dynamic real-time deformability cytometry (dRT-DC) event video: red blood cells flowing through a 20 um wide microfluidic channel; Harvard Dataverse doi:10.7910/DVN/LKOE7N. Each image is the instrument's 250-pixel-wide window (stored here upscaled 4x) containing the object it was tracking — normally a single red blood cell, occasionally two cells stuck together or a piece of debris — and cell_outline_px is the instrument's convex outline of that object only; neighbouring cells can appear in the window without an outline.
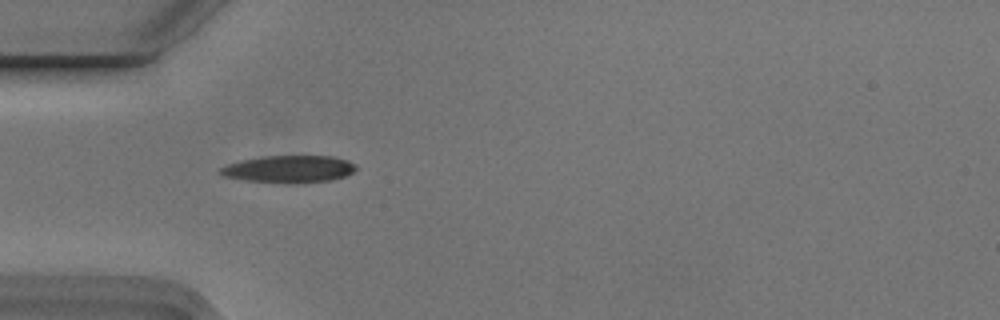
{"species": "Egyptian fruit bat (a non-hibernating species)", "species_latin": "Rousettus aegyptiacus", "temperature_condition": "cold", "stored_images_in_passage": 3, "camera_frame_rate_fps": 3000, "um_per_image_px": 0.085, "animal": {"sex": "male"}, "frame": {"image": 1, "passage_image": 2, "time_ms": 0.333, "image_size_px": [1000, 320], "cell_outline_px": [[356, 168], [352, 172], [344, 176], [328, 180], [292, 184], [288, 184], [244, 180], [224, 176], [220, 172], [220, 168], [228, 164], [244, 160], [264, 156], [332, 156], [348, 160], [356, 164]], "centroid_in_image_um": [24.58, 14.37], "position_along_channel_um": 60.4, "area_um2": 21.39}}